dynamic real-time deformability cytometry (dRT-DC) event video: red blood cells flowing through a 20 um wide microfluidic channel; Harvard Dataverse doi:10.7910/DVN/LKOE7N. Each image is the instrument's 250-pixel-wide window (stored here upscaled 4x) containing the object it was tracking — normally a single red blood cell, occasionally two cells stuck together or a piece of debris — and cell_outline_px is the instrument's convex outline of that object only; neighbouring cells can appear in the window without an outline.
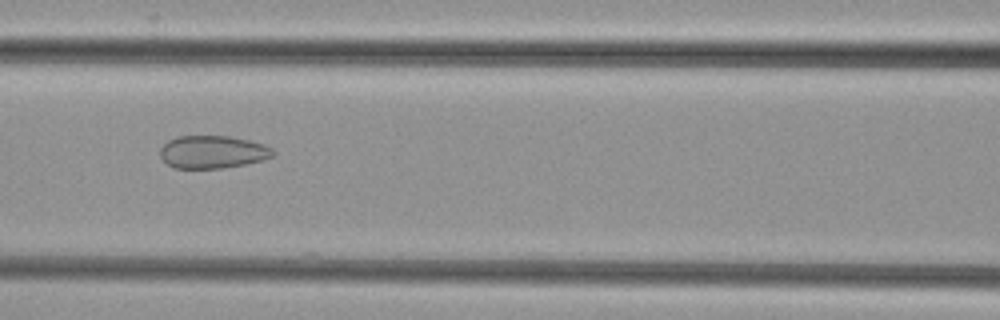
{"species": "common noctule bat (a hibernating species)", "species_latin": "Nyctalus noctula", "temperature_condition": "cold", "stored_images_in_passage": 52, "camera_frame_rate_fps": 3000, "um_per_image_px": 0.085, "animal": {"sex": "female", "body_mass_g": 29.2, "forearm_length_mm": 56.3}, "frame": {"image": 1, "passage_image": 23, "time_ms": 7.333, "image_size_px": [1000, 320], "cell_outline_px": [[276, 152], [272, 156], [260, 160], [244, 164], [220, 168], [176, 168], [168, 164], [160, 156], [160, 148], [168, 140], [176, 136], [228, 136], [248, 140], [264, 144], [272, 148]], "centroid_in_image_um": [18.06, 12.9], "position_along_channel_um": 148.5, "area_um2": 21.39}}
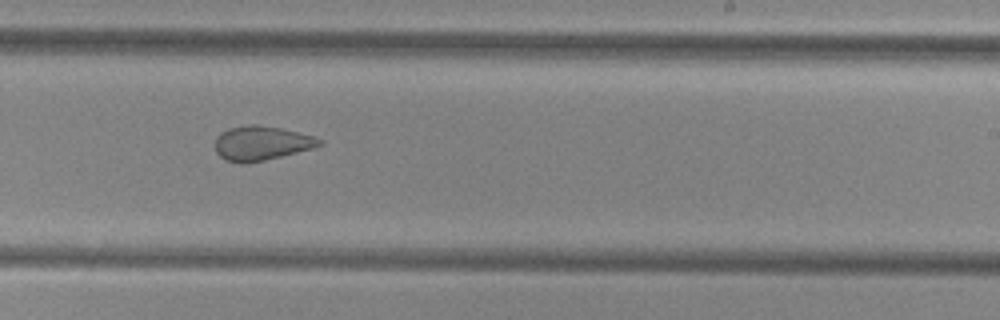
{"frame": {"image": 2, "passage_image": 32, "time_ms": 10.333, "image_size_px": [1000, 320], "cell_outline_px": [[324, 144], [312, 148], [264, 160], [240, 164], [224, 160], [216, 152], [216, 136], [220, 132], [228, 128], [244, 124], [256, 124], [280, 128], [316, 136], [324, 140]], "centroid_in_image_um": [22.21, 12.15], "position_along_channel_um": 266.8, "area_um2": 21.04}}
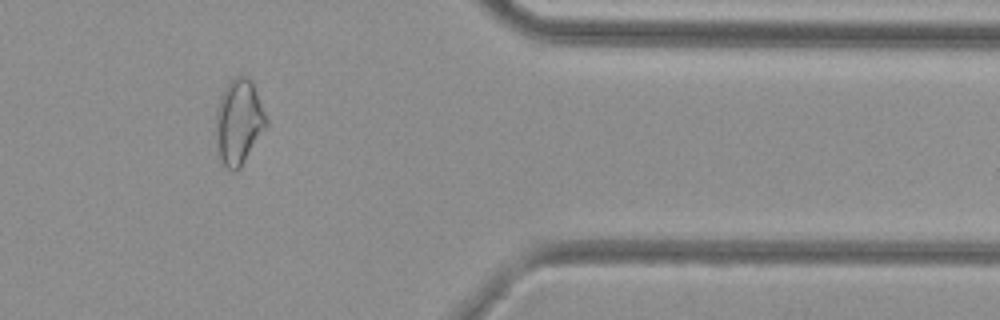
{"frame": {"image": 3, "passage_image": 43, "time_ms": 14.0, "image_size_px": [1000, 320], "cell_outline_px": [[268, 124], [240, 168], [232, 172], [224, 164], [220, 156], [216, 144], [216, 108], [220, 96], [224, 88], [236, 76], [244, 76], [252, 80], [268, 116]], "centroid_in_image_um": [20.32, 10.33], "position_along_channel_um": 391.1, "area_um2": 25.09}}